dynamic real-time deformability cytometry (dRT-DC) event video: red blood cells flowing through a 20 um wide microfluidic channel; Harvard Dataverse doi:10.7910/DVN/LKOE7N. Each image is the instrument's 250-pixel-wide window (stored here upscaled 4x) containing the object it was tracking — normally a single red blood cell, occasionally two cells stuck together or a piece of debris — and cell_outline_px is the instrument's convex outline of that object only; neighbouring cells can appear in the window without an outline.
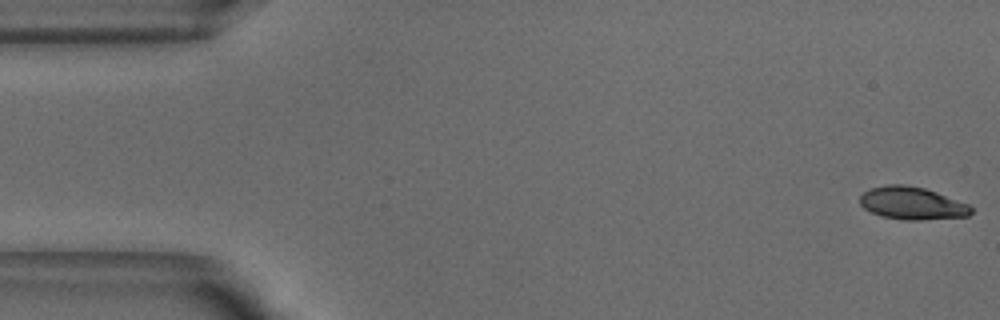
{"species": "common noctule bat (a hibernating species)", "species_latin": "Nyctalus noctula", "temperature_condition": "warm", "stored_images_in_passage": 52, "camera_frame_rate_fps": 3000, "um_per_image_px": 0.085, "animal": {"sex": "male", "body_mass_g": 18.8}, "frame": {"image": 1, "passage_image": 1, "time_ms": 0.0, "image_size_px": [1000, 320], "cell_outline_px": [[972, 212], [968, 216], [920, 220], [904, 220], [884, 216], [872, 212], [864, 208], [860, 204], [860, 196], [864, 192], [872, 188], [884, 184], [900, 184], [924, 188], [936, 192], [968, 204], [972, 208]], "centroid_in_image_um": [77.52, 17.27], "position_along_channel_um": 7.5, "area_um2": 20.92}}
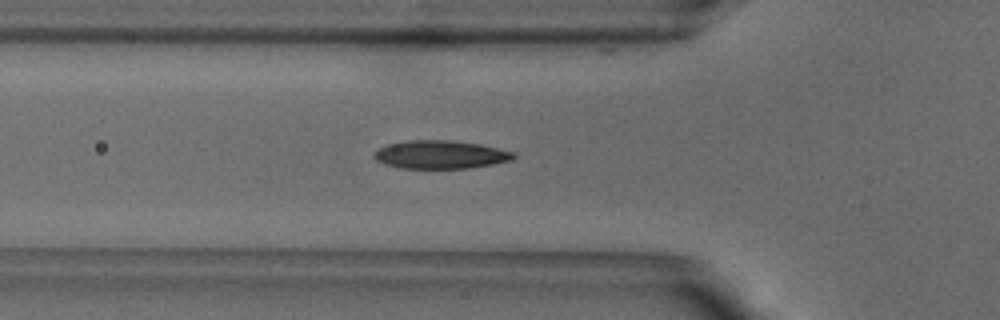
{"frame": {"image": 2, "passage_image": 17, "time_ms": 5.333, "image_size_px": [1000, 320], "cell_outline_px": [[516, 156], [512, 160], [492, 164], [468, 168], [400, 168], [384, 164], [376, 160], [376, 152], [380, 148], [388, 144], [408, 140], [452, 140], [480, 144], [516, 152]], "centroid_in_image_um": [37.48, 13.14], "position_along_channel_um": 88.3, "area_um2": 22.83}}
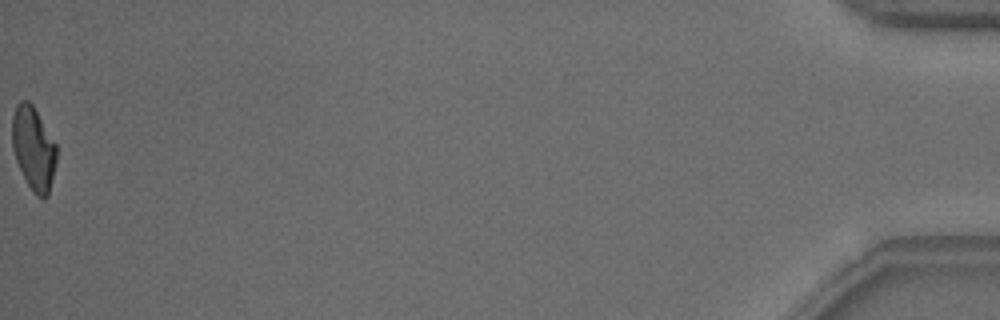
{"frame": {"image": 3, "passage_image": 52, "time_ms": 17.0, "image_size_px": [1000, 320], "cell_outline_px": [[56, 164], [48, 196], [44, 200], [36, 196], [32, 192], [16, 160], [12, 148], [12, 116], [16, 104], [20, 100], [28, 100], [32, 104], [56, 144]], "centroid_in_image_um": [2.84, 12.63], "position_along_channel_um": 432.4, "area_um2": 21.62}, "authors_computed_cell_mechanics": {"area_um2": 22.4842, "velocity_mm_per_s": 3.847, "shape_relaxation_time_tau1_ms": 4.67, "shape_relaxation_time_tau2_ms": 0.9334, "deformation_change_tau1": 0.1735, "deformation_change_tau2": 0.0618}}